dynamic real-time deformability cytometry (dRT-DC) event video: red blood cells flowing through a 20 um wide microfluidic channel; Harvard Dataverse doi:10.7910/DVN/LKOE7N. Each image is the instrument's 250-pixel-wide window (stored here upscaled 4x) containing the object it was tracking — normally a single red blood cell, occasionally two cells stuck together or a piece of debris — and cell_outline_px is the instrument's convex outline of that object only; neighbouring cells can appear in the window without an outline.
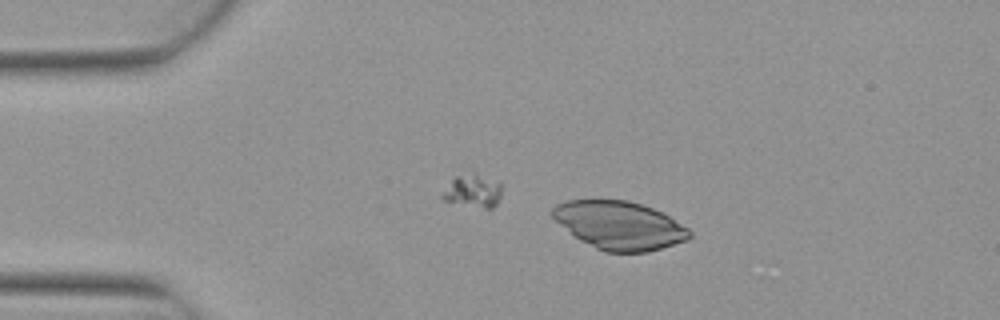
{"species": "Egyptian fruit bat (a non-hibernating species)", "species_latin": "Rousettus aegyptiacus", "temperature_condition": "warm", "stored_images_in_passage": 5, "camera_frame_rate_fps": 3000, "um_per_image_px": 0.085, "animal": {"sex": "female"}, "frame": {"image": 1, "passage_image": 3, "time_ms": 0.667, "image_size_px": [1000, 320], "cell_outline_px": [[692, 236], [688, 240], [648, 252], [604, 252], [580, 240], [556, 220], [552, 216], [552, 208], [556, 204], [568, 200], [628, 200], [652, 208], [668, 216], [688, 228], [692, 232]], "centroid_in_image_um": [52.67, 19.16], "position_along_channel_um": 32.3, "area_um2": 38.15}}